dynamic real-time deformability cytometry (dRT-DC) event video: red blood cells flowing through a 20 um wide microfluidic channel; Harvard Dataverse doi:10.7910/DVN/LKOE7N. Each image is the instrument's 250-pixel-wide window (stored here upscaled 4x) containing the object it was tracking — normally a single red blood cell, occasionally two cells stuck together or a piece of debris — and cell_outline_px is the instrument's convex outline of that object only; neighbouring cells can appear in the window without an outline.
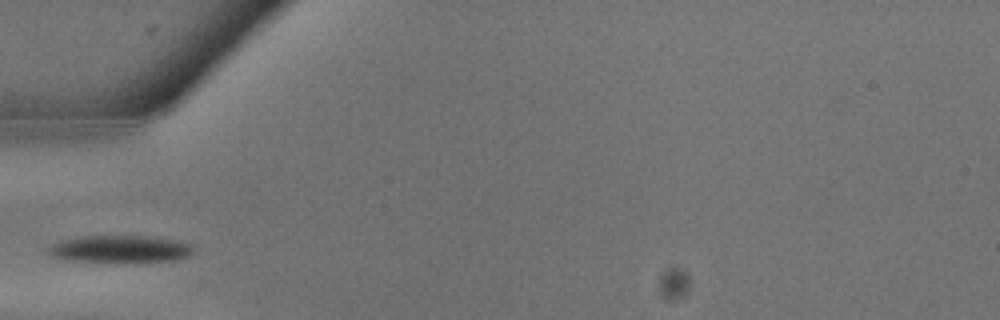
{"species": "common noctule bat (a hibernating species)", "species_latin": "Nyctalus noctula", "temperature_condition": "warm", "stored_images_in_passage": 2, "camera_frame_rate_fps": 3000, "um_per_image_px": 0.085, "animal": {"sex": "male", "body_mass_g": 13.3}, "frame": {"image": 1, "passage_image": 1, "time_ms": 0.0, "image_size_px": [1000, 320], "cell_outline_px": [[192, 252], [184, 256], [168, 260], [80, 260], [56, 256], [48, 252], [48, 248], [52, 244], [60, 240], [88, 236], [144, 236], [176, 240], [192, 244]], "centroid_in_image_um": [10.21, 21.11], "position_along_channel_um": 74.8, "area_um2": 21.5}}